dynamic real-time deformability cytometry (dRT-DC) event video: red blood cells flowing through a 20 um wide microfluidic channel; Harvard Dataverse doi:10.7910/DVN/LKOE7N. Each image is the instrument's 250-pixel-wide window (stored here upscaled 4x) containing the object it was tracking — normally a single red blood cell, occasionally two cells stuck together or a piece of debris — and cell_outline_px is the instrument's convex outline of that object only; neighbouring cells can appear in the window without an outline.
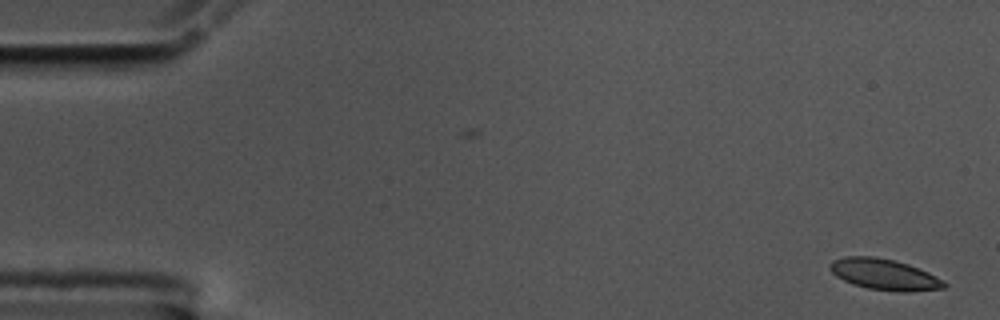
{"species": "common noctule bat (a hibernating species)", "species_latin": "Nyctalus noctula", "temperature_condition": "cold", "stored_images_in_passage": 56, "camera_frame_rate_fps": 3000, "um_per_image_px": 0.085, "animal": {"sex": "male", "body_mass_g": 17.5, "forearm_length_mm": 52.3}, "frame": {"image": 1, "passage_image": 1, "time_ms": 0.0, "image_size_px": [1000, 320], "cell_outline_px": [[948, 284], [944, 288], [908, 292], [900, 292], [868, 288], [852, 284], [836, 276], [828, 268], [828, 264], [832, 260], [844, 256], [876, 256], [908, 264], [928, 272], [944, 280]], "centroid_in_image_um": [75.15, 23.32], "position_along_channel_um": 9.9, "area_um2": 20.75}}
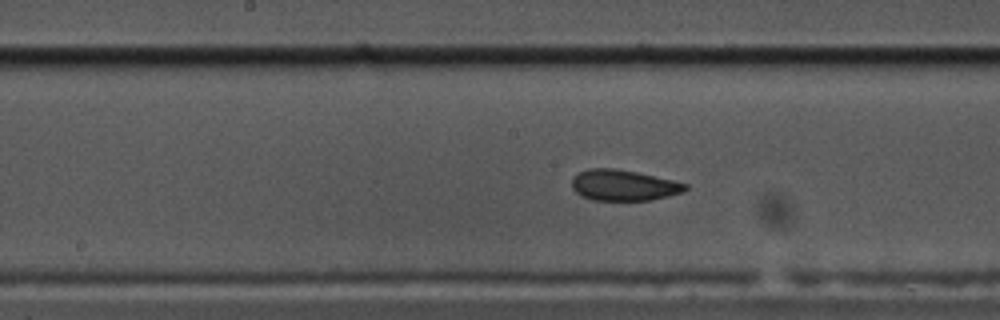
{"frame": {"image": 2, "passage_image": 28, "time_ms": 9.0, "image_size_px": [1000, 320], "cell_outline_px": [[688, 188], [684, 192], [668, 196], [648, 200], [592, 200], [580, 196], [572, 188], [572, 180], [580, 172], [588, 168], [616, 168], [636, 172], [672, 180], [688, 184]], "centroid_in_image_um": [53.0, 15.75], "position_along_channel_um": 195.2, "area_um2": 20.35}}
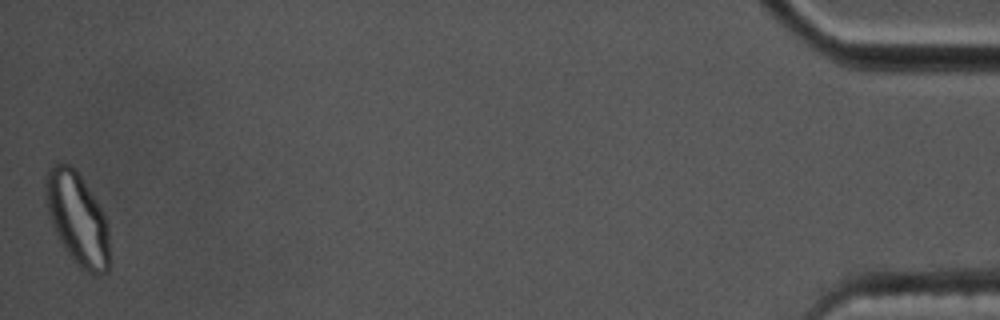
{"frame": {"image": 3, "passage_image": 56, "time_ms": 18.333, "image_size_px": [1000, 320], "cell_outline_px": [[108, 272], [100, 276], [96, 276], [80, 268], [64, 248], [56, 236], [48, 212], [44, 184], [48, 168], [56, 160], [68, 164], [80, 176], [96, 200], [104, 216], [108, 228]], "centroid_in_image_um": [6.55, 18.59], "position_along_channel_um": 428.7, "area_um2": 34.22}, "authors_computed_cell_mechanics": {"area_um2": 20.7213, "velocity_mm_per_s": 3.5103, "shape_relaxation_time_tau1_ms": 7.5499, "shape_relaxation_time_tau2_ms": 1.2206, "deformation_change_tau1": 0.1336, "deformation_change_tau2": 0.0466}}